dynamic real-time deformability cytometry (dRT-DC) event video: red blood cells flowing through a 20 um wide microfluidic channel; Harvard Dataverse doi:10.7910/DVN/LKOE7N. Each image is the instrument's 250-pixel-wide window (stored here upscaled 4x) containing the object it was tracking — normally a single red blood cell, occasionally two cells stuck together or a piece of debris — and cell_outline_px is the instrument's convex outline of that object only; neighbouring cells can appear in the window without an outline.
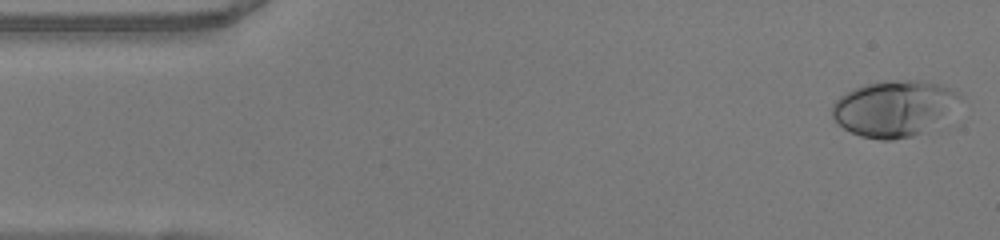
{"species": "human", "species_latin": "Homo sapiens", "temperature_condition": "warm", "stored_images_in_passage": 49, "camera_frame_rate_fps": 3000, "um_per_image_px": 0.085, "donor": {"sex": "female"}, "frame": {"image": 1, "passage_image": 1, "time_ms": 0.0, "image_size_px": [1000, 240], "cell_outline_px": [[960, 96], [924, 132], [912, 136], [892, 140], [880, 140], [860, 136], [844, 128], [832, 116], [832, 104], [840, 96], [864, 84], [884, 80], [916, 80], [936, 84], [952, 88]], "centroid_in_image_um": [75.87, 9.2], "position_along_channel_um": 9.1, "area_um2": 40.29}}
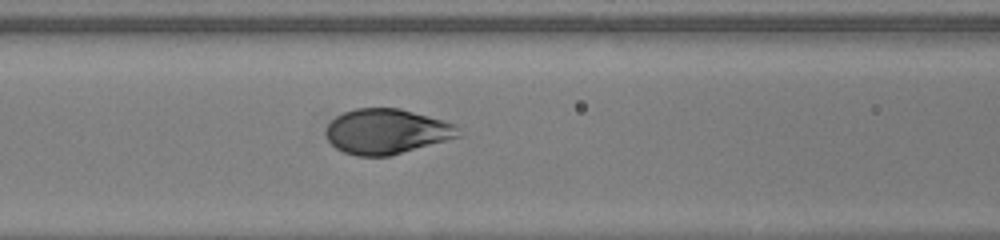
{"frame": {"image": 2, "passage_image": 19, "time_ms": 6.0, "image_size_px": [1000, 240], "cell_outline_px": [[460, 136], [448, 140], [388, 156], [356, 156], [344, 152], [336, 148], [328, 140], [324, 132], [328, 124], [336, 116], [344, 112], [356, 108], [400, 108], [444, 120], [456, 124], [460, 128]], "centroid_in_image_um": [32.87, 11.17], "position_along_channel_um": 133.7, "area_um2": 34.91}}
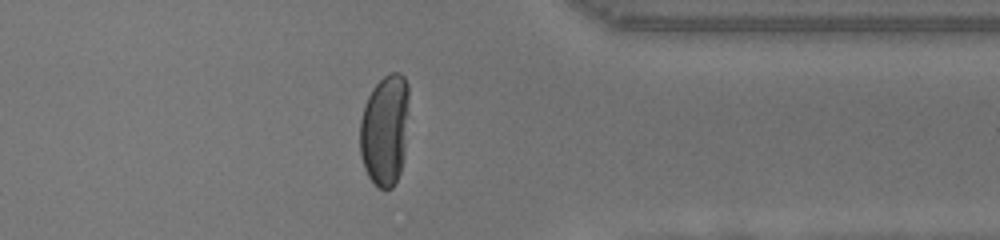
{"frame": {"image": 3, "passage_image": 38, "time_ms": 12.333, "image_size_px": [1000, 240], "cell_outline_px": [[408, 112], [404, 160], [400, 172], [392, 188], [380, 188], [368, 176], [364, 168], [360, 156], [360, 120], [364, 104], [372, 88], [384, 76], [392, 72], [400, 72], [404, 76], [408, 84]], "centroid_in_image_um": [32.71, 11.02], "position_along_channel_um": 378.7, "area_um2": 32.08}, "authors_computed_cell_mechanics": {"area_um2": 36.4718, "velocity_mm_per_s": 4.0502, "shape_relaxation_time_tau1_ms": 3.535, "shape_relaxation_time_tau2_ms": null, "deformation_change_tau1": 0.2107, "deformation_change_tau2": null}}